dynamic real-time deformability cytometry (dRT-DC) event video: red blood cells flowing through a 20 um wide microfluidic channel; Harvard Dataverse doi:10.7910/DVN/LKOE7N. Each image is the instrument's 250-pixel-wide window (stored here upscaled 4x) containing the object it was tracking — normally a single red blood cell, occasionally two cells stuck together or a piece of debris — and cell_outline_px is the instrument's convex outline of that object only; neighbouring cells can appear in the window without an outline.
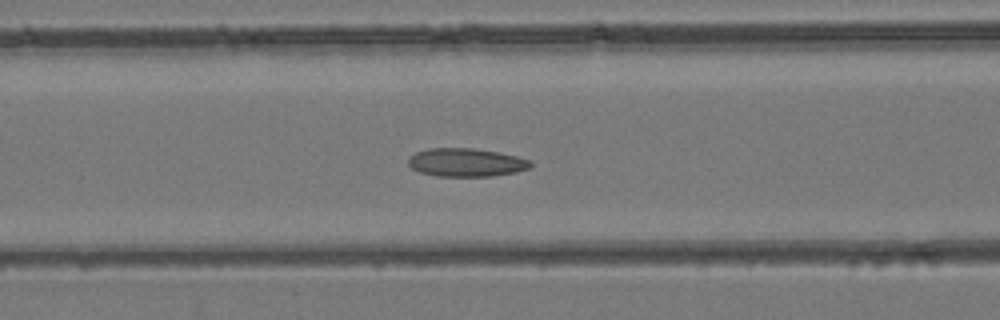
{"species": "common noctule bat (a hibernating species)", "species_latin": "Nyctalus noctula", "temperature_condition": "room temperature", "stored_images_in_passage": 48, "camera_frame_rate_fps": 3000, "um_per_image_px": 0.085, "animal": {"sex": "female", "body_mass_g": 24.6, "forearm_length_mm": 56.2}, "frame": {"image": 1, "passage_image": 19, "time_ms": 6.0, "image_size_px": [1000, 320], "cell_outline_px": [[532, 164], [528, 168], [516, 172], [492, 176], [436, 176], [420, 172], [412, 168], [408, 164], [408, 156], [416, 152], [428, 148], [472, 148], [500, 152], [532, 160]], "centroid_in_image_um": [39.61, 13.8], "position_along_channel_um": 127.0, "area_um2": 20.29}}
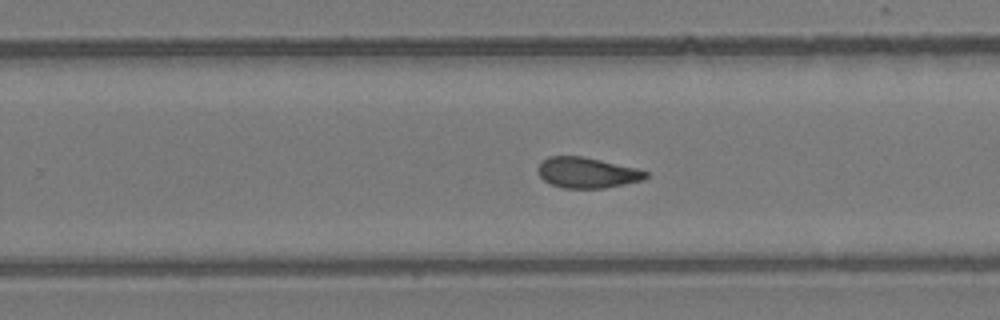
{"frame": {"image": 2, "passage_image": 30, "time_ms": 9.667, "image_size_px": [1000, 320], "cell_outline_px": [[648, 176], [644, 180], [604, 188], [564, 188], [552, 184], [544, 180], [540, 176], [536, 168], [548, 156], [584, 156], [636, 168], [648, 172]], "centroid_in_image_um": [49.91, 14.67], "position_along_channel_um": 279.9, "area_um2": 19.19}}
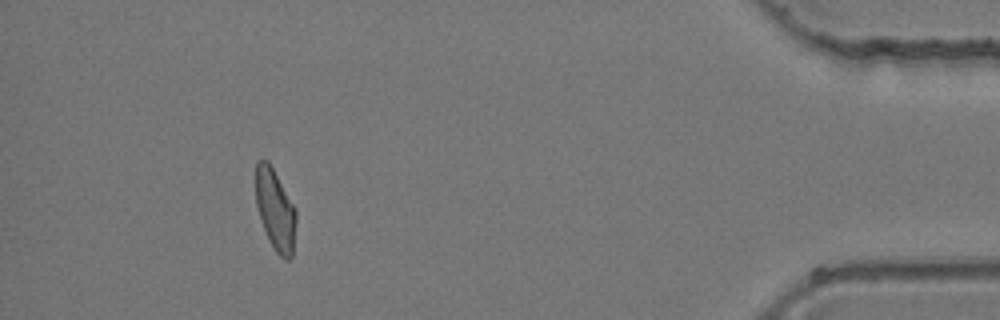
{"frame": {"image": 3, "passage_image": 44, "time_ms": 14.333, "image_size_px": [1000, 320], "cell_outline_px": [[296, 220], [292, 256], [288, 260], [284, 260], [276, 252], [260, 220], [256, 204], [256, 160], [268, 160], [296, 208]], "centroid_in_image_um": [23.4, 17.81], "position_along_channel_um": 411.8, "area_um2": 18.96}}